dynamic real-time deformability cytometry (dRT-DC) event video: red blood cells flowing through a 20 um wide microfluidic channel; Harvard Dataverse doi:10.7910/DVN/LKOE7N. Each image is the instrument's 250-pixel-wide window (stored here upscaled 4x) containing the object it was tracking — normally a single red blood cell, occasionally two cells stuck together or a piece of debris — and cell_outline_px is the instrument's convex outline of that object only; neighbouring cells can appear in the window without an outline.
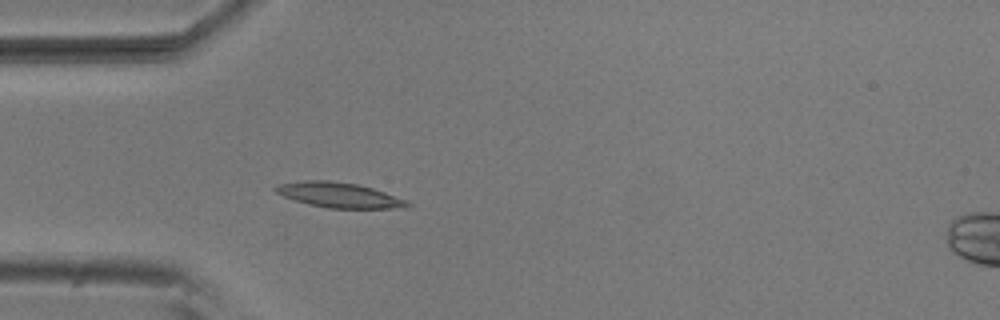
{"species": "common noctule bat (a hibernating species)", "species_latin": "Nyctalus noctula", "temperature_condition": "room temperature", "stored_images_in_passage": 3, "camera_frame_rate_fps": 3000, "um_per_image_px": 0.085, "animal": {"sex": "male", "body_mass_g": 20.5, "forearm_length_mm": 52.5}, "frame": {"image": 1, "passage_image": 3, "time_ms": 0.667, "image_size_px": [1000, 320], "cell_outline_px": [[412, 204], [404, 208], [328, 208], [308, 204], [284, 196], [276, 192], [272, 188], [276, 184], [304, 180], [328, 180], [356, 184], [372, 188], [384, 192], [404, 200]], "centroid_in_image_um": [28.77, 16.57], "position_along_channel_um": 56.2, "area_um2": 19.07}}